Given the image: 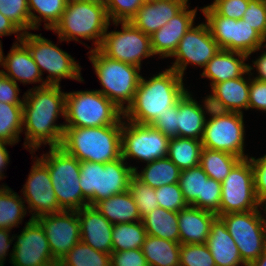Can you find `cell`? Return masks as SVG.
I'll return each instance as SVG.
<instances>
[{"label": "cell", "mask_w": 266, "mask_h": 266, "mask_svg": "<svg viewBox=\"0 0 266 266\" xmlns=\"http://www.w3.org/2000/svg\"><path fill=\"white\" fill-rule=\"evenodd\" d=\"M242 20L266 39V0H249Z\"/></svg>", "instance_id": "46"}, {"label": "cell", "mask_w": 266, "mask_h": 266, "mask_svg": "<svg viewBox=\"0 0 266 266\" xmlns=\"http://www.w3.org/2000/svg\"><path fill=\"white\" fill-rule=\"evenodd\" d=\"M250 266H266V250Z\"/></svg>", "instance_id": "57"}, {"label": "cell", "mask_w": 266, "mask_h": 266, "mask_svg": "<svg viewBox=\"0 0 266 266\" xmlns=\"http://www.w3.org/2000/svg\"><path fill=\"white\" fill-rule=\"evenodd\" d=\"M12 34H16L17 42L22 39L23 32L0 12V37Z\"/></svg>", "instance_id": "53"}, {"label": "cell", "mask_w": 266, "mask_h": 266, "mask_svg": "<svg viewBox=\"0 0 266 266\" xmlns=\"http://www.w3.org/2000/svg\"><path fill=\"white\" fill-rule=\"evenodd\" d=\"M179 186L188 205L219 216L221 182L210 178L200 165L181 170Z\"/></svg>", "instance_id": "20"}, {"label": "cell", "mask_w": 266, "mask_h": 266, "mask_svg": "<svg viewBox=\"0 0 266 266\" xmlns=\"http://www.w3.org/2000/svg\"><path fill=\"white\" fill-rule=\"evenodd\" d=\"M144 0H105L109 20L112 22H126L133 18Z\"/></svg>", "instance_id": "45"}, {"label": "cell", "mask_w": 266, "mask_h": 266, "mask_svg": "<svg viewBox=\"0 0 266 266\" xmlns=\"http://www.w3.org/2000/svg\"><path fill=\"white\" fill-rule=\"evenodd\" d=\"M0 12L11 20L23 33L31 30L27 0H0Z\"/></svg>", "instance_id": "42"}, {"label": "cell", "mask_w": 266, "mask_h": 266, "mask_svg": "<svg viewBox=\"0 0 266 266\" xmlns=\"http://www.w3.org/2000/svg\"><path fill=\"white\" fill-rule=\"evenodd\" d=\"M10 229L0 228V266H4L10 245L14 242Z\"/></svg>", "instance_id": "54"}, {"label": "cell", "mask_w": 266, "mask_h": 266, "mask_svg": "<svg viewBox=\"0 0 266 266\" xmlns=\"http://www.w3.org/2000/svg\"><path fill=\"white\" fill-rule=\"evenodd\" d=\"M128 191L136 203L141 220L153 209L159 207L155 195V188L141 182L134 175L129 181Z\"/></svg>", "instance_id": "41"}, {"label": "cell", "mask_w": 266, "mask_h": 266, "mask_svg": "<svg viewBox=\"0 0 266 266\" xmlns=\"http://www.w3.org/2000/svg\"><path fill=\"white\" fill-rule=\"evenodd\" d=\"M49 170L53 189L62 210L77 211L88 205L80 187V161L61 147H49L39 158Z\"/></svg>", "instance_id": "7"}, {"label": "cell", "mask_w": 266, "mask_h": 266, "mask_svg": "<svg viewBox=\"0 0 266 266\" xmlns=\"http://www.w3.org/2000/svg\"><path fill=\"white\" fill-rule=\"evenodd\" d=\"M35 220L42 226L56 262H60L81 241L77 211L63 210L59 213L45 214Z\"/></svg>", "instance_id": "19"}, {"label": "cell", "mask_w": 266, "mask_h": 266, "mask_svg": "<svg viewBox=\"0 0 266 266\" xmlns=\"http://www.w3.org/2000/svg\"><path fill=\"white\" fill-rule=\"evenodd\" d=\"M180 242L146 235L141 247L149 266H179Z\"/></svg>", "instance_id": "32"}, {"label": "cell", "mask_w": 266, "mask_h": 266, "mask_svg": "<svg viewBox=\"0 0 266 266\" xmlns=\"http://www.w3.org/2000/svg\"><path fill=\"white\" fill-rule=\"evenodd\" d=\"M199 9L220 49L241 52L249 57L264 50L263 47L266 50V39L244 20L218 15L209 5Z\"/></svg>", "instance_id": "11"}, {"label": "cell", "mask_w": 266, "mask_h": 266, "mask_svg": "<svg viewBox=\"0 0 266 266\" xmlns=\"http://www.w3.org/2000/svg\"><path fill=\"white\" fill-rule=\"evenodd\" d=\"M121 24V30L107 31L98 50L110 59L129 63L141 68L144 58L154 56L151 49L150 35L135 28L129 21L112 22Z\"/></svg>", "instance_id": "13"}, {"label": "cell", "mask_w": 266, "mask_h": 266, "mask_svg": "<svg viewBox=\"0 0 266 266\" xmlns=\"http://www.w3.org/2000/svg\"><path fill=\"white\" fill-rule=\"evenodd\" d=\"M179 266H216L207 244H181Z\"/></svg>", "instance_id": "43"}, {"label": "cell", "mask_w": 266, "mask_h": 266, "mask_svg": "<svg viewBox=\"0 0 266 266\" xmlns=\"http://www.w3.org/2000/svg\"><path fill=\"white\" fill-rule=\"evenodd\" d=\"M110 23L104 4L68 0L60 21L52 30L57 33L59 42L81 43L79 38L93 40V49H98Z\"/></svg>", "instance_id": "4"}, {"label": "cell", "mask_w": 266, "mask_h": 266, "mask_svg": "<svg viewBox=\"0 0 266 266\" xmlns=\"http://www.w3.org/2000/svg\"><path fill=\"white\" fill-rule=\"evenodd\" d=\"M189 0L145 1L129 22L144 34L152 35L177 15Z\"/></svg>", "instance_id": "25"}, {"label": "cell", "mask_w": 266, "mask_h": 266, "mask_svg": "<svg viewBox=\"0 0 266 266\" xmlns=\"http://www.w3.org/2000/svg\"><path fill=\"white\" fill-rule=\"evenodd\" d=\"M30 12L31 30H39L43 20L44 28L51 30L60 21L68 0H27ZM39 14L36 15V13Z\"/></svg>", "instance_id": "36"}, {"label": "cell", "mask_w": 266, "mask_h": 266, "mask_svg": "<svg viewBox=\"0 0 266 266\" xmlns=\"http://www.w3.org/2000/svg\"><path fill=\"white\" fill-rule=\"evenodd\" d=\"M23 104L0 102V141L16 144L23 132Z\"/></svg>", "instance_id": "39"}, {"label": "cell", "mask_w": 266, "mask_h": 266, "mask_svg": "<svg viewBox=\"0 0 266 266\" xmlns=\"http://www.w3.org/2000/svg\"><path fill=\"white\" fill-rule=\"evenodd\" d=\"M1 67L4 70H0V72L16 84H18L17 81L23 83V85L40 82V85L33 88L47 86L29 49L21 41L13 43L6 56L3 53Z\"/></svg>", "instance_id": "24"}, {"label": "cell", "mask_w": 266, "mask_h": 266, "mask_svg": "<svg viewBox=\"0 0 266 266\" xmlns=\"http://www.w3.org/2000/svg\"><path fill=\"white\" fill-rule=\"evenodd\" d=\"M253 169L254 189L258 202L266 207V154L260 158L250 157Z\"/></svg>", "instance_id": "47"}, {"label": "cell", "mask_w": 266, "mask_h": 266, "mask_svg": "<svg viewBox=\"0 0 266 266\" xmlns=\"http://www.w3.org/2000/svg\"><path fill=\"white\" fill-rule=\"evenodd\" d=\"M122 118L115 125L65 127L60 147L80 162L110 163L121 158Z\"/></svg>", "instance_id": "3"}, {"label": "cell", "mask_w": 266, "mask_h": 266, "mask_svg": "<svg viewBox=\"0 0 266 266\" xmlns=\"http://www.w3.org/2000/svg\"><path fill=\"white\" fill-rule=\"evenodd\" d=\"M30 51L32 58L39 67L41 74L47 71V85H60L62 79L84 81L81 76V66L75 59L63 51L51 40L41 34L23 33L20 40Z\"/></svg>", "instance_id": "9"}, {"label": "cell", "mask_w": 266, "mask_h": 266, "mask_svg": "<svg viewBox=\"0 0 266 266\" xmlns=\"http://www.w3.org/2000/svg\"><path fill=\"white\" fill-rule=\"evenodd\" d=\"M220 50L212 37L207 23L192 26L181 38L177 49L171 56L175 62L169 68L184 77L188 64L205 68L210 59Z\"/></svg>", "instance_id": "16"}, {"label": "cell", "mask_w": 266, "mask_h": 266, "mask_svg": "<svg viewBox=\"0 0 266 266\" xmlns=\"http://www.w3.org/2000/svg\"><path fill=\"white\" fill-rule=\"evenodd\" d=\"M192 96L187 90L177 102L178 137L202 140L211 107L206 97L200 105Z\"/></svg>", "instance_id": "26"}, {"label": "cell", "mask_w": 266, "mask_h": 266, "mask_svg": "<svg viewBox=\"0 0 266 266\" xmlns=\"http://www.w3.org/2000/svg\"><path fill=\"white\" fill-rule=\"evenodd\" d=\"M146 235L142 220L130 223L113 224L111 236L113 251L141 249Z\"/></svg>", "instance_id": "38"}, {"label": "cell", "mask_w": 266, "mask_h": 266, "mask_svg": "<svg viewBox=\"0 0 266 266\" xmlns=\"http://www.w3.org/2000/svg\"><path fill=\"white\" fill-rule=\"evenodd\" d=\"M249 0H214L209 6L218 14L240 20L248 8Z\"/></svg>", "instance_id": "48"}, {"label": "cell", "mask_w": 266, "mask_h": 266, "mask_svg": "<svg viewBox=\"0 0 266 266\" xmlns=\"http://www.w3.org/2000/svg\"><path fill=\"white\" fill-rule=\"evenodd\" d=\"M30 173L23 185L24 202L31 213V219H36L45 214L59 213L63 210L59 207L53 185L51 182L48 167L35 156ZM33 212V213H32Z\"/></svg>", "instance_id": "18"}, {"label": "cell", "mask_w": 266, "mask_h": 266, "mask_svg": "<svg viewBox=\"0 0 266 266\" xmlns=\"http://www.w3.org/2000/svg\"><path fill=\"white\" fill-rule=\"evenodd\" d=\"M94 206L112 224L141 220L136 203L129 191L103 199Z\"/></svg>", "instance_id": "30"}, {"label": "cell", "mask_w": 266, "mask_h": 266, "mask_svg": "<svg viewBox=\"0 0 266 266\" xmlns=\"http://www.w3.org/2000/svg\"><path fill=\"white\" fill-rule=\"evenodd\" d=\"M201 140L192 138H170L167 157L180 169L199 166L202 151Z\"/></svg>", "instance_id": "34"}, {"label": "cell", "mask_w": 266, "mask_h": 266, "mask_svg": "<svg viewBox=\"0 0 266 266\" xmlns=\"http://www.w3.org/2000/svg\"><path fill=\"white\" fill-rule=\"evenodd\" d=\"M155 195L159 207L166 210L179 212L188 206L179 183L163 185L162 187L156 188Z\"/></svg>", "instance_id": "44"}, {"label": "cell", "mask_w": 266, "mask_h": 266, "mask_svg": "<svg viewBox=\"0 0 266 266\" xmlns=\"http://www.w3.org/2000/svg\"><path fill=\"white\" fill-rule=\"evenodd\" d=\"M248 75V77H245ZM250 89V71L242 77L227 80L211 87V94L206 95L213 110L221 112H238L248 110Z\"/></svg>", "instance_id": "22"}, {"label": "cell", "mask_w": 266, "mask_h": 266, "mask_svg": "<svg viewBox=\"0 0 266 266\" xmlns=\"http://www.w3.org/2000/svg\"><path fill=\"white\" fill-rule=\"evenodd\" d=\"M198 7L189 10L187 4L163 27L150 35L151 49L154 56L171 58L184 34L194 25Z\"/></svg>", "instance_id": "21"}, {"label": "cell", "mask_w": 266, "mask_h": 266, "mask_svg": "<svg viewBox=\"0 0 266 266\" xmlns=\"http://www.w3.org/2000/svg\"><path fill=\"white\" fill-rule=\"evenodd\" d=\"M240 159L227 152L202 148L199 165L210 178L222 182Z\"/></svg>", "instance_id": "37"}, {"label": "cell", "mask_w": 266, "mask_h": 266, "mask_svg": "<svg viewBox=\"0 0 266 266\" xmlns=\"http://www.w3.org/2000/svg\"><path fill=\"white\" fill-rule=\"evenodd\" d=\"M111 266H149L141 249L112 251Z\"/></svg>", "instance_id": "50"}, {"label": "cell", "mask_w": 266, "mask_h": 266, "mask_svg": "<svg viewBox=\"0 0 266 266\" xmlns=\"http://www.w3.org/2000/svg\"><path fill=\"white\" fill-rule=\"evenodd\" d=\"M252 66L249 64L248 68L249 71L251 72L252 70H254L256 68V77H254L253 74L251 72V76H253V78L255 79H259L262 81H266V51L264 50V52L262 54H260V56L258 58H256V60L252 61ZM258 74V75H257Z\"/></svg>", "instance_id": "55"}, {"label": "cell", "mask_w": 266, "mask_h": 266, "mask_svg": "<svg viewBox=\"0 0 266 266\" xmlns=\"http://www.w3.org/2000/svg\"><path fill=\"white\" fill-rule=\"evenodd\" d=\"M218 216L207 210L188 205L178 212L180 244H205L211 225Z\"/></svg>", "instance_id": "27"}, {"label": "cell", "mask_w": 266, "mask_h": 266, "mask_svg": "<svg viewBox=\"0 0 266 266\" xmlns=\"http://www.w3.org/2000/svg\"><path fill=\"white\" fill-rule=\"evenodd\" d=\"M27 214L23 197L19 196L6 184L0 186V228L19 227Z\"/></svg>", "instance_id": "35"}, {"label": "cell", "mask_w": 266, "mask_h": 266, "mask_svg": "<svg viewBox=\"0 0 266 266\" xmlns=\"http://www.w3.org/2000/svg\"><path fill=\"white\" fill-rule=\"evenodd\" d=\"M48 266H59V262H56V263H53V264H50Z\"/></svg>", "instance_id": "60"}, {"label": "cell", "mask_w": 266, "mask_h": 266, "mask_svg": "<svg viewBox=\"0 0 266 266\" xmlns=\"http://www.w3.org/2000/svg\"><path fill=\"white\" fill-rule=\"evenodd\" d=\"M83 1H89V2H95L99 4H104L105 0H83Z\"/></svg>", "instance_id": "59"}, {"label": "cell", "mask_w": 266, "mask_h": 266, "mask_svg": "<svg viewBox=\"0 0 266 266\" xmlns=\"http://www.w3.org/2000/svg\"><path fill=\"white\" fill-rule=\"evenodd\" d=\"M81 241L93 249L111 254L113 224L95 206L87 205L77 210Z\"/></svg>", "instance_id": "23"}, {"label": "cell", "mask_w": 266, "mask_h": 266, "mask_svg": "<svg viewBox=\"0 0 266 266\" xmlns=\"http://www.w3.org/2000/svg\"><path fill=\"white\" fill-rule=\"evenodd\" d=\"M123 111L98 90L66 92L65 127L115 125Z\"/></svg>", "instance_id": "8"}, {"label": "cell", "mask_w": 266, "mask_h": 266, "mask_svg": "<svg viewBox=\"0 0 266 266\" xmlns=\"http://www.w3.org/2000/svg\"><path fill=\"white\" fill-rule=\"evenodd\" d=\"M144 167L139 172L138 167L131 166L133 175L152 188L179 183L181 170L168 157L151 161Z\"/></svg>", "instance_id": "31"}, {"label": "cell", "mask_w": 266, "mask_h": 266, "mask_svg": "<svg viewBox=\"0 0 266 266\" xmlns=\"http://www.w3.org/2000/svg\"><path fill=\"white\" fill-rule=\"evenodd\" d=\"M151 126L169 138L178 137L177 104L167 108V111L159 115Z\"/></svg>", "instance_id": "49"}, {"label": "cell", "mask_w": 266, "mask_h": 266, "mask_svg": "<svg viewBox=\"0 0 266 266\" xmlns=\"http://www.w3.org/2000/svg\"><path fill=\"white\" fill-rule=\"evenodd\" d=\"M261 207L255 194L250 159H240L221 182L219 216L231 212L252 211Z\"/></svg>", "instance_id": "15"}, {"label": "cell", "mask_w": 266, "mask_h": 266, "mask_svg": "<svg viewBox=\"0 0 266 266\" xmlns=\"http://www.w3.org/2000/svg\"><path fill=\"white\" fill-rule=\"evenodd\" d=\"M202 137L203 148L218 150L248 158L245 154V128L242 113L221 112L211 109Z\"/></svg>", "instance_id": "12"}, {"label": "cell", "mask_w": 266, "mask_h": 266, "mask_svg": "<svg viewBox=\"0 0 266 266\" xmlns=\"http://www.w3.org/2000/svg\"><path fill=\"white\" fill-rule=\"evenodd\" d=\"M142 223L147 235L179 242L178 212L157 207L142 219Z\"/></svg>", "instance_id": "33"}, {"label": "cell", "mask_w": 266, "mask_h": 266, "mask_svg": "<svg viewBox=\"0 0 266 266\" xmlns=\"http://www.w3.org/2000/svg\"><path fill=\"white\" fill-rule=\"evenodd\" d=\"M19 93L18 84L0 72V102L23 104L24 98L20 99Z\"/></svg>", "instance_id": "52"}, {"label": "cell", "mask_w": 266, "mask_h": 266, "mask_svg": "<svg viewBox=\"0 0 266 266\" xmlns=\"http://www.w3.org/2000/svg\"><path fill=\"white\" fill-rule=\"evenodd\" d=\"M2 57H3V49H2V42L0 39V66L2 65Z\"/></svg>", "instance_id": "58"}, {"label": "cell", "mask_w": 266, "mask_h": 266, "mask_svg": "<svg viewBox=\"0 0 266 266\" xmlns=\"http://www.w3.org/2000/svg\"><path fill=\"white\" fill-rule=\"evenodd\" d=\"M248 55L220 49L207 63L201 77L211 81L210 87L227 80L240 78L248 70L249 63H245Z\"/></svg>", "instance_id": "28"}, {"label": "cell", "mask_w": 266, "mask_h": 266, "mask_svg": "<svg viewBox=\"0 0 266 266\" xmlns=\"http://www.w3.org/2000/svg\"><path fill=\"white\" fill-rule=\"evenodd\" d=\"M170 138L151 125L138 124L123 119L121 132V157L144 163L167 157Z\"/></svg>", "instance_id": "14"}, {"label": "cell", "mask_w": 266, "mask_h": 266, "mask_svg": "<svg viewBox=\"0 0 266 266\" xmlns=\"http://www.w3.org/2000/svg\"><path fill=\"white\" fill-rule=\"evenodd\" d=\"M251 108L266 112V81L253 78L250 72L248 110Z\"/></svg>", "instance_id": "51"}, {"label": "cell", "mask_w": 266, "mask_h": 266, "mask_svg": "<svg viewBox=\"0 0 266 266\" xmlns=\"http://www.w3.org/2000/svg\"><path fill=\"white\" fill-rule=\"evenodd\" d=\"M16 240L10 255L12 266H48L56 263L42 226L29 218L19 235L13 234Z\"/></svg>", "instance_id": "17"}, {"label": "cell", "mask_w": 266, "mask_h": 266, "mask_svg": "<svg viewBox=\"0 0 266 266\" xmlns=\"http://www.w3.org/2000/svg\"><path fill=\"white\" fill-rule=\"evenodd\" d=\"M206 244L216 266H245L234 239L219 217L211 225Z\"/></svg>", "instance_id": "29"}, {"label": "cell", "mask_w": 266, "mask_h": 266, "mask_svg": "<svg viewBox=\"0 0 266 266\" xmlns=\"http://www.w3.org/2000/svg\"><path fill=\"white\" fill-rule=\"evenodd\" d=\"M61 266H111V254L78 242L59 262Z\"/></svg>", "instance_id": "40"}, {"label": "cell", "mask_w": 266, "mask_h": 266, "mask_svg": "<svg viewBox=\"0 0 266 266\" xmlns=\"http://www.w3.org/2000/svg\"><path fill=\"white\" fill-rule=\"evenodd\" d=\"M183 77L171 68L151 78L141 76L132 103L123 112V119L144 125H151L159 115L173 107L189 90Z\"/></svg>", "instance_id": "2"}, {"label": "cell", "mask_w": 266, "mask_h": 266, "mask_svg": "<svg viewBox=\"0 0 266 266\" xmlns=\"http://www.w3.org/2000/svg\"><path fill=\"white\" fill-rule=\"evenodd\" d=\"M88 54H91L88 58L103 88L98 91L124 112L134 99L142 76L141 68L110 59L98 49H90Z\"/></svg>", "instance_id": "5"}, {"label": "cell", "mask_w": 266, "mask_h": 266, "mask_svg": "<svg viewBox=\"0 0 266 266\" xmlns=\"http://www.w3.org/2000/svg\"><path fill=\"white\" fill-rule=\"evenodd\" d=\"M266 207L218 216L236 243L245 266H250L266 250Z\"/></svg>", "instance_id": "10"}, {"label": "cell", "mask_w": 266, "mask_h": 266, "mask_svg": "<svg viewBox=\"0 0 266 266\" xmlns=\"http://www.w3.org/2000/svg\"><path fill=\"white\" fill-rule=\"evenodd\" d=\"M24 148L34 154L42 144L60 147L64 135L65 122L55 123L59 116L65 120L66 92L61 85H47L28 89L22 96Z\"/></svg>", "instance_id": "1"}, {"label": "cell", "mask_w": 266, "mask_h": 266, "mask_svg": "<svg viewBox=\"0 0 266 266\" xmlns=\"http://www.w3.org/2000/svg\"><path fill=\"white\" fill-rule=\"evenodd\" d=\"M7 145L13 146V144L0 141V181L5 177L3 169H5L8 166V163L10 162V155L6 148Z\"/></svg>", "instance_id": "56"}, {"label": "cell", "mask_w": 266, "mask_h": 266, "mask_svg": "<svg viewBox=\"0 0 266 266\" xmlns=\"http://www.w3.org/2000/svg\"><path fill=\"white\" fill-rule=\"evenodd\" d=\"M133 169L122 157L110 163L80 162V187L88 205L129 189Z\"/></svg>", "instance_id": "6"}]
</instances>
